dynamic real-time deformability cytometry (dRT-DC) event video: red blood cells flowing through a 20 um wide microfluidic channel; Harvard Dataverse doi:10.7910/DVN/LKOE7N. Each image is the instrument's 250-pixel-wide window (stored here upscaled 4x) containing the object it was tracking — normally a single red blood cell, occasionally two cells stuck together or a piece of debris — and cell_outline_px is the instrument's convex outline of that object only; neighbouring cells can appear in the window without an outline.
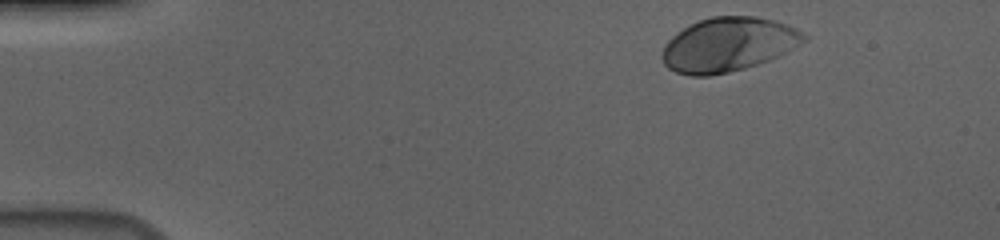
{"species": "human", "species_latin": "Homo sapiens", "temperature_condition": "cold", "stored_images_in_passage": 42, "camera_frame_rate_fps": 3000, "um_per_image_px": 0.085, "donor": {"sex": "male"}, "frame": {"image": 1, "passage_image": 2, "time_ms": 0.333, "image_size_px": [1000, 240], "cell_outline_px": [[808, 40], [768, 60], [744, 68], [728, 72], [708, 76], [692, 76], [676, 72], [668, 68], [664, 64], [660, 56], [660, 52], [664, 44], [676, 32], [700, 20], [712, 16], [756, 16], [776, 20], [796, 28], [808, 36]], "centroid_in_image_um": [61.87, 3.78], "position_along_channel_um": 23.1, "area_um2": 44.68}}
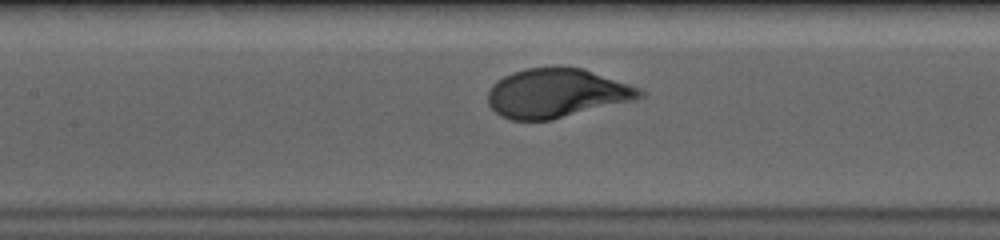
{"frame": {"image": 2, "passage_image": 21, "time_ms": 6.667, "image_size_px": [1000, 240], "cell_outline_px": [[644, 96], [632, 100], [552, 120], [512, 120], [500, 116], [488, 104], [488, 92], [492, 84], [496, 80], [512, 72], [528, 68], [556, 64], [560, 64], [584, 68], [640, 88], [644, 92]], "centroid_in_image_um": [47.28, 7.88], "position_along_channel_um": 160.1, "area_um2": 43.93}}
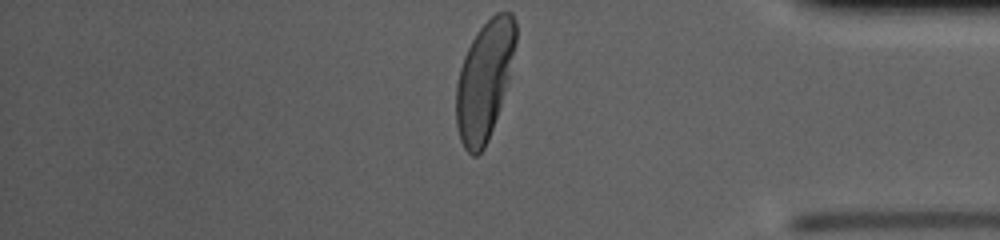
{"frame": {"image": 3, "passage_image": 42, "time_ms": 13.667, "image_size_px": [1000, 240], "cell_outline_px": [[516, 44], [508, 80], [488, 140], [484, 148], [476, 156], [472, 156], [464, 148], [460, 140], [456, 124], [456, 84], [460, 68], [464, 56], [472, 40], [480, 28], [496, 12], [512, 12], [516, 20]], "centroid_in_image_um": [41.17, 6.82], "position_along_channel_um": 394.0, "area_um2": 40.81}, "authors_computed_cell_mechanics": {"area_um2": 44.1014, "velocity_mm_per_s": 3.6479, "shape_relaxation_time_tau1_ms": 2.2352, "shape_relaxation_time_tau2_ms": null, "deformation_change_tau1": 0.1442, "deformation_change_tau2": null}}